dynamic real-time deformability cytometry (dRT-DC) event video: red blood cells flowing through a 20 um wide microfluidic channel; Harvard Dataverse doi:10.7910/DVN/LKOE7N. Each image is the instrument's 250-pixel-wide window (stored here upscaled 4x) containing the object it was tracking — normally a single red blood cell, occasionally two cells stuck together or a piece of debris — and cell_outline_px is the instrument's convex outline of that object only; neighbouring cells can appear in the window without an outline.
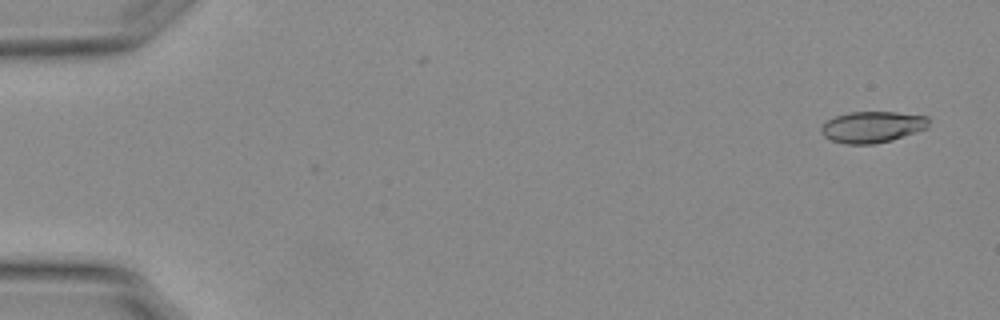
{"species": "Egyptian fruit bat (a non-hibernating species)", "species_latin": "Rousettus aegyptiacus", "temperature_condition": "warm", "stored_images_in_passage": 55, "camera_frame_rate_fps": 3000, "um_per_image_px": 0.085, "animal": {"sex": "female"}, "frame": {"image": 1, "passage_image": 3, "time_ms": 0.667, "image_size_px": [1000, 320], "cell_outline_px": [[928, 128], [892, 140], [872, 144], [848, 144], [832, 140], [824, 136], [820, 132], [820, 128], [828, 120], [836, 116], [848, 112], [896, 112], [928, 116]], "centroid_in_image_um": [74.15, 10.79], "position_along_channel_um": 10.8, "area_um2": 19.54}}
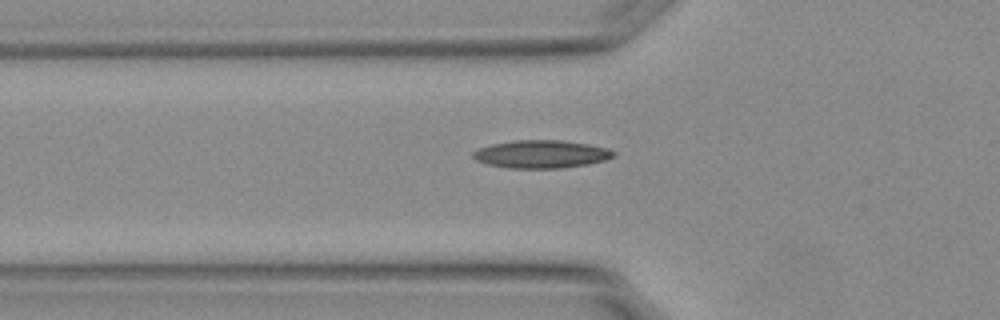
{"frame": {"image": 2, "passage_image": 20, "time_ms": 6.333, "image_size_px": [1000, 320], "cell_outline_px": [[616, 156], [604, 160], [588, 164], [560, 168], [508, 168], [488, 164], [476, 160], [472, 156], [472, 152], [480, 148], [492, 144], [516, 140], [564, 140], [588, 144], [608, 148], [616, 152]], "centroid_in_image_um": [46.03, 13.1], "position_along_channel_um": 79.8, "area_um2": 22.83}}
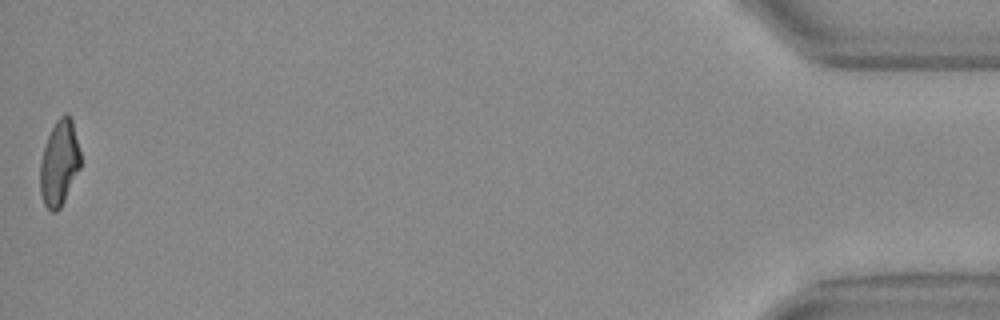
{"frame": {"image": 3, "passage_image": 55, "time_ms": 18.0, "image_size_px": [1000, 320], "cell_outline_px": [[80, 168], [60, 208], [56, 212], [52, 212], [44, 204], [40, 192], [40, 164], [44, 148], [48, 136], [56, 120], [64, 112], [68, 112], [72, 120], [80, 152]], "centroid_in_image_um": [5.04, 13.84], "position_along_channel_um": 430.2, "area_um2": 19.94}, "authors_computed_cell_mechanics": {"area_um2": 20.519, "velocity_mm_per_s": 3.7823, "shape_relaxation_time_tau1_ms": null, "shape_relaxation_time_tau2_ms": 1.9505, "deformation_change_tau1": null, "deformation_change_tau2": 0.0936}}